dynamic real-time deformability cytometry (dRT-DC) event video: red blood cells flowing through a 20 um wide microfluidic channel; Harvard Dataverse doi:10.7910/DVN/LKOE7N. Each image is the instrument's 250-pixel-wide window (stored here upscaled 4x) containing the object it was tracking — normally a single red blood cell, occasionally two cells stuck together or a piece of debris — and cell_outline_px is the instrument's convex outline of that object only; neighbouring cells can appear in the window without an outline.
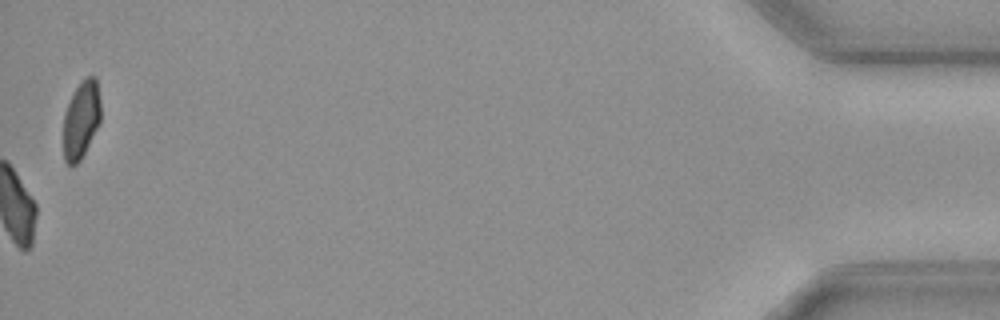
{"species": "common noctule bat (a hibernating species)", "species_latin": "Nyctalus noctula", "temperature_condition": "cold", "stored_images_in_passage": 41, "camera_frame_rate_fps": 3000, "um_per_image_px": 0.085, "animal": {"sex": "female", "body_mass_g": 19.3, "forearm_length_mm": 54.1}, "frame": {"image": 1, "passage_image": 41, "time_ms": 13.333, "image_size_px": [1000, 320], "cell_outline_px": [[100, 124], [80, 160], [76, 164], [68, 164], [64, 160], [64, 112], [76, 88], [88, 76], [96, 76], [100, 100]], "centroid_in_image_um": [6.92, 10.18], "position_along_channel_um": 428.3, "area_um2": 16.65}}